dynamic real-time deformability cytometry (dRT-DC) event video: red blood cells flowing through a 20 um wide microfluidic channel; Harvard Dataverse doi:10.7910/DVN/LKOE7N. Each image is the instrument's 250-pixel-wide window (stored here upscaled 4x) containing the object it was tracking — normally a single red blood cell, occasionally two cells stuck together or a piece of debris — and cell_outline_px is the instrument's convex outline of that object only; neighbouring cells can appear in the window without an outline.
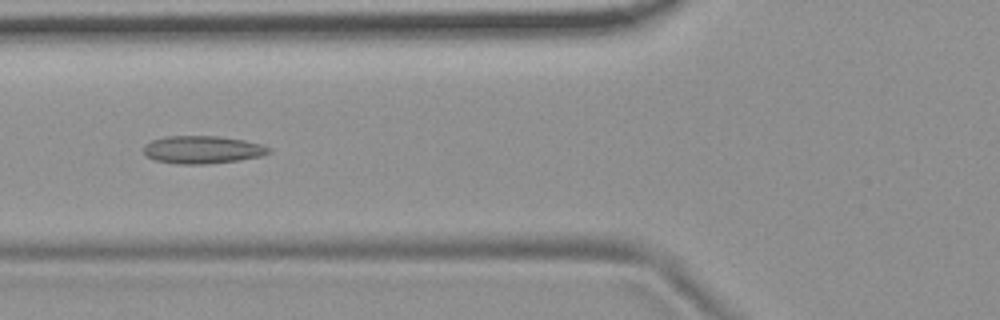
{"species": "common noctule bat (a hibernating species)", "species_latin": "Nyctalus noctula", "temperature_condition": "room temperature", "stored_images_in_passage": 7, "camera_frame_rate_fps": 3000, "um_per_image_px": 0.085, "animal": {"sex": "female", "body_mass_g": 19.9}, "frame": {"image": 1, "passage_image": 6, "time_ms": 1.667, "image_size_px": [1000, 320], "cell_outline_px": [[272, 152], [260, 156], [236, 160], [208, 164], [176, 164], [156, 160], [148, 156], [144, 152], [144, 144], [152, 140], [164, 136], [216, 136], [244, 140], [260, 144], [272, 148]], "centroid_in_image_um": [17.2, 12.72], "position_along_channel_um": 108.6, "area_um2": 20.17}}
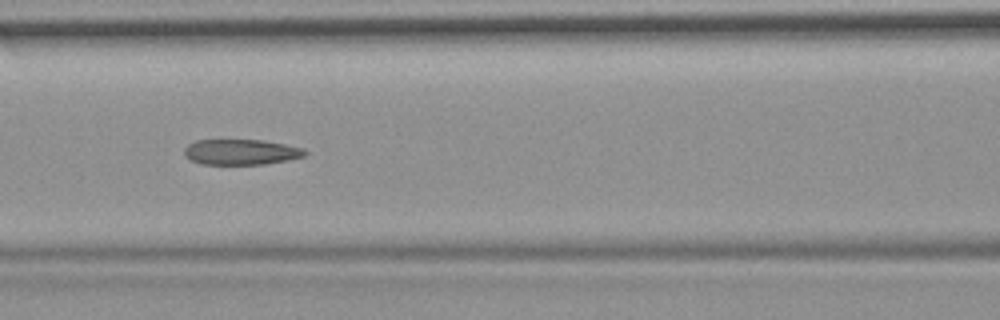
{"frame": {"image": 2, "passage_image": 7, "time_ms": 2.0, "image_size_px": [1000, 320], "cell_outline_px": [[308, 152], [304, 156], [264, 164], [200, 164], [184, 156], [184, 148], [188, 144], [196, 140], [264, 140], [304, 148]], "centroid_in_image_um": [20.46, 12.91], "position_along_channel_um": 146.1, "area_um2": 17.86}}